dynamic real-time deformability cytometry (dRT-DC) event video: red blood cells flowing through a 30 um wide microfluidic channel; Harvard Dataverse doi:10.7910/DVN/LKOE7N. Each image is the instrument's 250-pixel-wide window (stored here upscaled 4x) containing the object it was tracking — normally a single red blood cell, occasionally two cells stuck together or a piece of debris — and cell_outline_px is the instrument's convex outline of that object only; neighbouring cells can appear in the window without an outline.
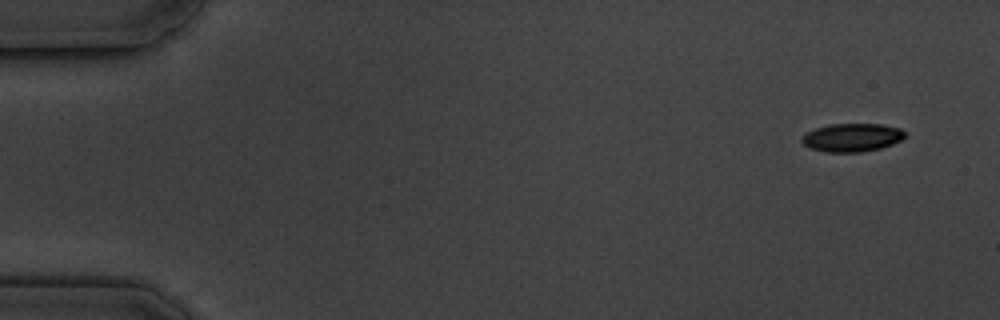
{"species": "common noctule bat (a hibernating species)", "species_latin": "Nyctalus noctula", "temperature_condition": "cold", "stored_images_in_passage": 5, "camera_frame_rate_fps": 3000, "um_per_image_px": 0.085, "animal": {"sex": "male", "body_mass_g": 19.5, "forearm_length_mm": 54.6}, "frame": {"image": 1, "passage_image": 1, "time_ms": 0.0, "image_size_px": [1000, 320], "cell_outline_px": [[904, 136], [900, 140], [892, 144], [880, 148], [860, 152], [824, 152], [808, 148], [800, 140], [808, 132], [816, 128], [828, 124], [880, 124], [900, 128], [904, 132]], "centroid_in_image_um": [72.39, 11.69], "position_along_channel_um": 12.6, "area_um2": 16.88}}
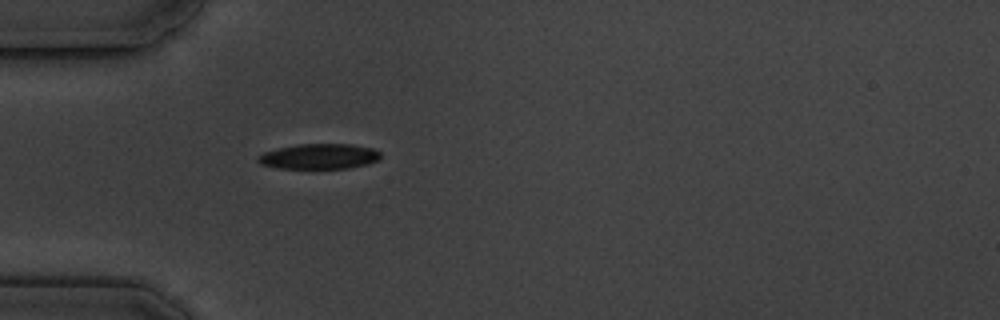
{"frame": {"image": 2, "passage_image": 5, "time_ms": 4.667, "image_size_px": [1000, 320], "cell_outline_px": [[380, 160], [368, 164], [348, 168], [276, 168], [260, 164], [256, 160], [256, 156], [264, 152], [276, 148], [296, 144], [352, 144], [372, 148], [380, 152]], "centroid_in_image_um": [27.1, 13.29], "position_along_channel_um": 57.9, "area_um2": 18.26}}